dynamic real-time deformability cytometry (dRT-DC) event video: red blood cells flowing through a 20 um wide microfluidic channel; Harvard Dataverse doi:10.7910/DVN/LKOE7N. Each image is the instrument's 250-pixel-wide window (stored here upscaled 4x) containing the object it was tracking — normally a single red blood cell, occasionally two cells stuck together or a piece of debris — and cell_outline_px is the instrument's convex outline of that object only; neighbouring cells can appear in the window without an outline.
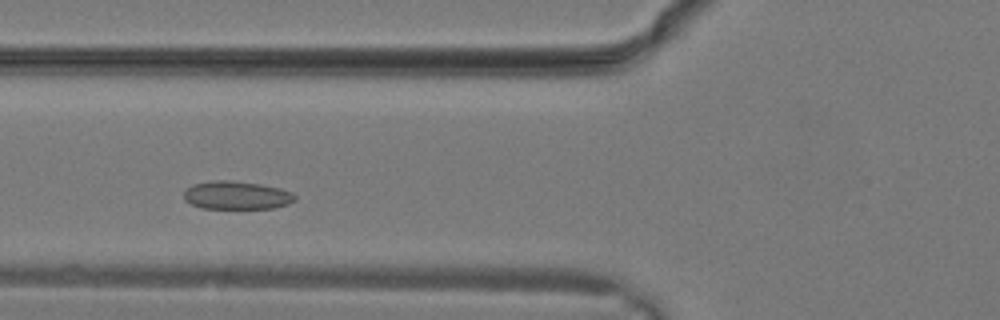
{"species": "common noctule bat (a hibernating species)", "species_latin": "Nyctalus noctula", "temperature_condition": "warm", "stored_images_in_passage": 13, "camera_frame_rate_fps": 3000, "um_per_image_px": 0.085, "animal": {"sex": "male", "body_mass_g": 19.2, "forearm_length_mm": 51.8}, "frame": {"image": 1, "passage_image": 6, "time_ms": 1.667, "image_size_px": [1000, 320], "cell_outline_px": [[296, 200], [288, 204], [272, 208], [200, 208], [184, 200], [184, 192], [192, 184], [216, 180], [228, 180], [260, 184], [280, 188], [292, 192], [296, 196]], "centroid_in_image_um": [20.12, 16.6], "position_along_channel_um": 105.7, "area_um2": 18.21}}
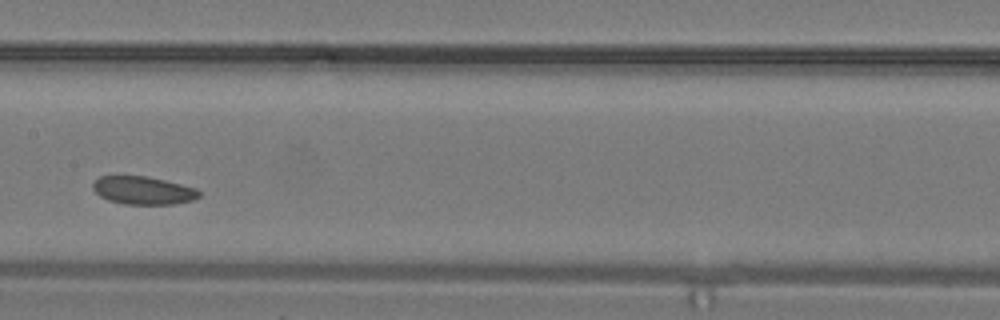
{"frame": {"image": 2, "passage_image": 10, "time_ms": 3.0, "image_size_px": [1000, 320], "cell_outline_px": [[200, 196], [192, 200], [172, 204], [124, 204], [108, 200], [100, 196], [92, 188], [92, 184], [100, 176], [144, 176], [164, 180], [196, 188], [200, 192]], "centroid_in_image_um": [12.15, 16.19], "position_along_channel_um": 195.2, "area_um2": 17.17}}
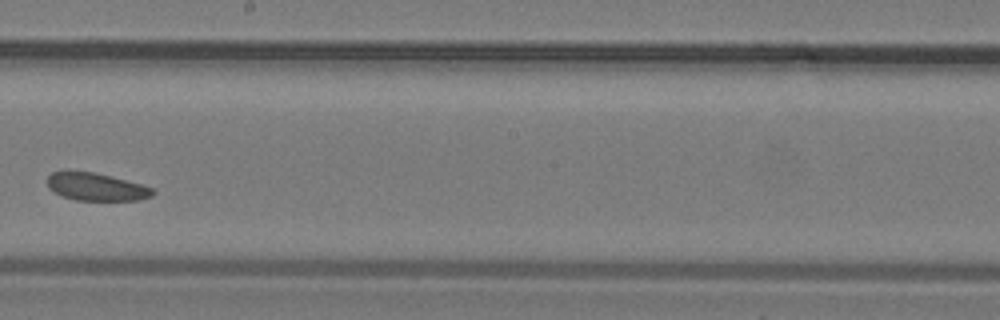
{"frame": {"image": 3, "passage_image": 12, "time_ms": 3.667, "image_size_px": [1000, 320], "cell_outline_px": [[156, 192], [152, 196], [136, 200], [76, 200], [64, 196], [48, 188], [48, 176], [52, 172], [92, 172], [112, 176], [140, 184], [152, 188]], "centroid_in_image_um": [8.2, 15.89], "position_along_channel_um": 240.0, "area_um2": 16.65}}